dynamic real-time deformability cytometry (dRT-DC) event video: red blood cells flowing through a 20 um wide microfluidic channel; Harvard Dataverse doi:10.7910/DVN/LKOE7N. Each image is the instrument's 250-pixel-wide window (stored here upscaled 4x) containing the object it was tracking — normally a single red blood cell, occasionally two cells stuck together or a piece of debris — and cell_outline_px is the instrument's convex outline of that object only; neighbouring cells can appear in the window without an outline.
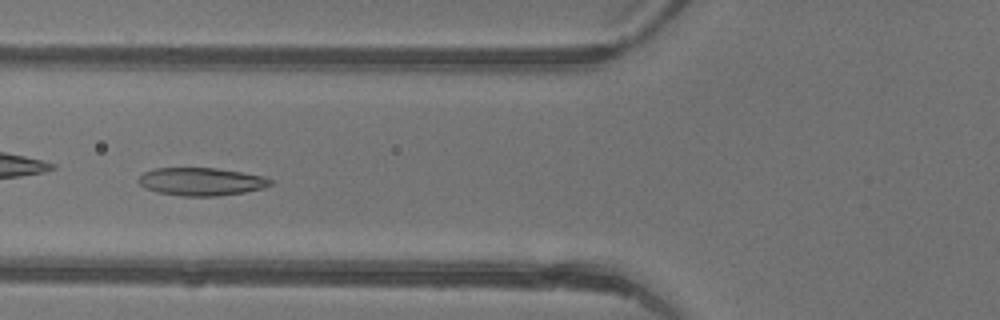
{"species": "common noctule bat (a hibernating species)", "species_latin": "Nyctalus noctula", "temperature_condition": "warm", "stored_images_in_passage": 5, "camera_frame_rate_fps": 3000, "um_per_image_px": 0.085, "animal": {"sex": "female"}, "frame": {"image": 1, "passage_image": 4, "time_ms": 1.0, "image_size_px": [1000, 320], "cell_outline_px": [[272, 184], [264, 188], [244, 192], [216, 196], [180, 196], [156, 192], [140, 184], [136, 180], [144, 172], [156, 168], [216, 168], [264, 176], [272, 180]], "centroid_in_image_um": [17.11, 15.44], "position_along_channel_um": 108.7, "area_um2": 21.39}}
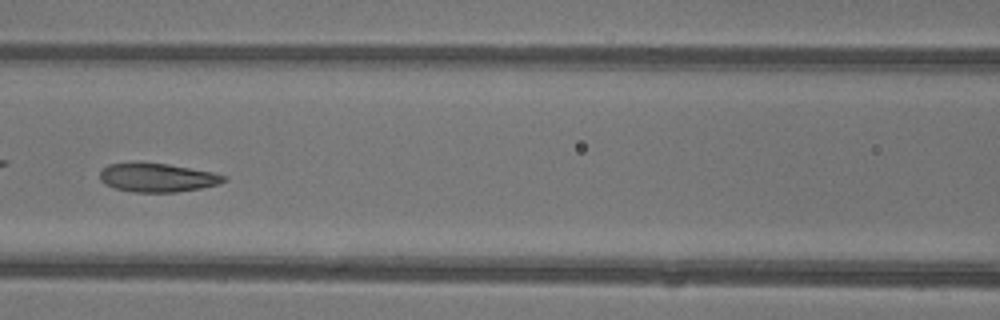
{"frame": {"image": 2, "passage_image": 5, "time_ms": 1.333, "image_size_px": [1000, 320], "cell_outline_px": [[228, 180], [216, 184], [200, 188], [176, 192], [132, 192], [116, 188], [104, 184], [100, 180], [100, 172], [108, 164], [168, 164], [212, 172], [228, 176]], "centroid_in_image_um": [13.4, 15.12], "position_along_channel_um": 153.2, "area_um2": 20.29}}